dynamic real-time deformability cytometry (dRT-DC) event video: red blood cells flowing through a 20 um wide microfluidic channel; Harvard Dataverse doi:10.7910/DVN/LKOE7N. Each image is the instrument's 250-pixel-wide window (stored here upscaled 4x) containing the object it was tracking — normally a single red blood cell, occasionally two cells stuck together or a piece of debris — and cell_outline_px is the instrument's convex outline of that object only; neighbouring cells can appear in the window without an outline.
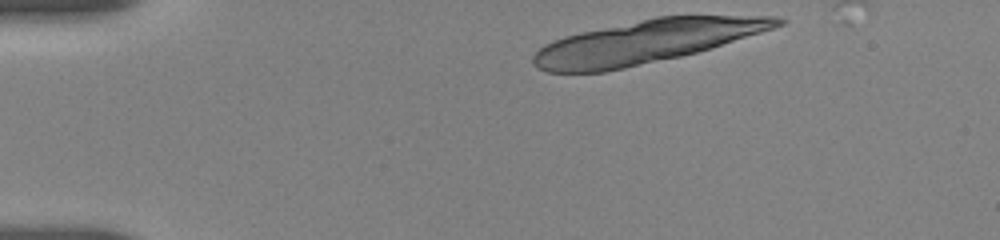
{"species": "human", "species_latin": "Homo sapiens", "temperature_condition": "room temperature", "stored_images_in_passage": 11, "camera_frame_rate_fps": 3000, "um_per_image_px": 0.085, "donor": {"sex": "female"}, "frame": {"image": 1, "passage_image": 1, "time_ms": 0.0, "image_size_px": [1000, 240], "cell_outline_px": [[788, 20], [784, 24], [760, 32], [696, 52], [680, 56], [624, 68], [604, 72], [548, 72], [536, 68], [532, 60], [532, 56], [544, 44], [552, 40], [564, 36], [580, 32], [656, 16], [776, 16]], "centroid_in_image_um": [54.85, 3.54], "position_along_channel_um": 30.1, "area_um2": 60.81}}